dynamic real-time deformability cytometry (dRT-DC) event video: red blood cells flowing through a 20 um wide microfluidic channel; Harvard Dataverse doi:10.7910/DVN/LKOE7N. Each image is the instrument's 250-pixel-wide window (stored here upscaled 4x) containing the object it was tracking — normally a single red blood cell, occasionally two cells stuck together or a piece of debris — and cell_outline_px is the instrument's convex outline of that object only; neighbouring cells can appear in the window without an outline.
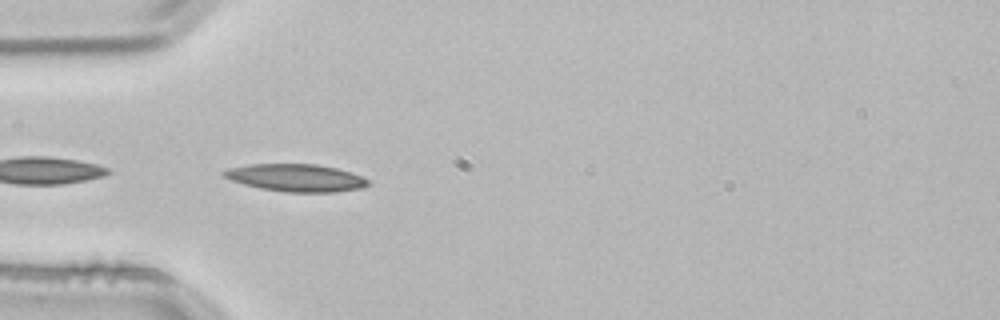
{"species": "common noctule bat (a hibernating species)", "species_latin": "Nyctalus noctula", "temperature_condition": "room temperature", "stored_images_in_passage": 3, "camera_frame_rate_fps": 3000, "um_per_image_px": 0.085, "animal": {"sex": "male", "body_mass_g": 21.5, "forearm_length_mm": 52.0}, "frame": {"image": 1, "passage_image": 3, "time_ms": 0.667, "image_size_px": [1000, 320], "cell_outline_px": [[368, 184], [364, 188], [336, 192], [284, 192], [260, 188], [244, 184], [232, 180], [224, 176], [220, 172], [228, 168], [248, 164], [316, 164], [336, 168], [360, 176], [368, 180]], "centroid_in_image_um": [25.13, 15.11], "position_along_channel_um": 59.9, "area_um2": 23.0}}